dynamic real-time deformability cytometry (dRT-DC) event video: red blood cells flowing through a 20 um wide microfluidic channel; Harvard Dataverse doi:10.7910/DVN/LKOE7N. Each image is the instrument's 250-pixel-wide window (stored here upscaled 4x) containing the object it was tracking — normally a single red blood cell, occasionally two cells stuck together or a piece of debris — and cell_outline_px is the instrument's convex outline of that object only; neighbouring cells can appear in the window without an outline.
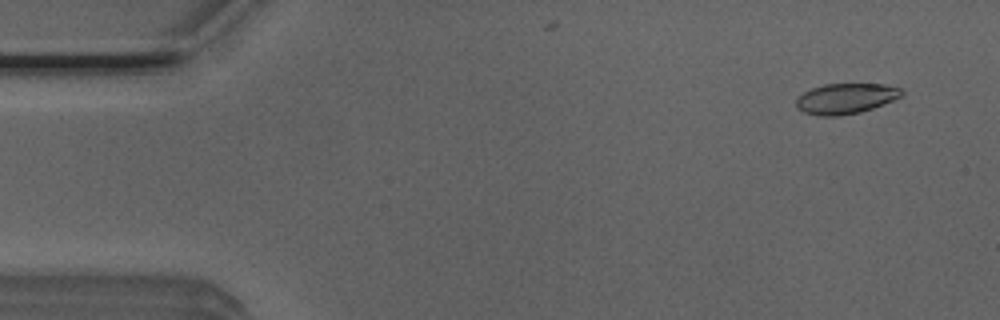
{"species": "Egyptian fruit bat (a non-hibernating species)", "species_latin": "Rousettus aegyptiacus", "temperature_condition": "room temperature", "stored_images_in_passage": 11, "camera_frame_rate_fps": 3000, "um_per_image_px": 0.085, "animal": {"sex": "male"}, "frame": {"image": 1, "passage_image": 1, "time_ms": 0.0, "image_size_px": [1000, 320], "cell_outline_px": [[904, 92], [900, 96], [892, 100], [872, 108], [860, 112], [836, 116], [820, 116], [804, 112], [796, 108], [796, 100], [804, 92], [812, 88], [824, 84], [884, 84], [900, 88]], "centroid_in_image_um": [71.86, 8.37], "position_along_channel_um": 13.1, "area_um2": 18.5}}